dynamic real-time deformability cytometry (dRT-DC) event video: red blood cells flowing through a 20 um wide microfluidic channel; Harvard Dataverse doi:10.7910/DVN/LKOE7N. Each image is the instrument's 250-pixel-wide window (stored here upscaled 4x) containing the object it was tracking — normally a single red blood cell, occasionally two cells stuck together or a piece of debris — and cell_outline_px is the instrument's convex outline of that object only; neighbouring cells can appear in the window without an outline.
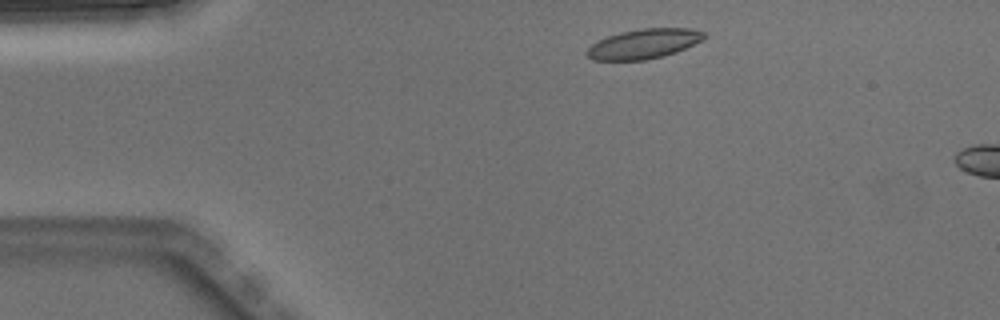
{"species": "Egyptian fruit bat (a non-hibernating species)", "species_latin": "Rousettus aegyptiacus", "temperature_condition": "warm", "stored_images_in_passage": 2, "camera_frame_rate_fps": 3000, "um_per_image_px": 0.085, "animal": {"sex": "male"}, "frame": {"image": 1, "passage_image": 1, "time_ms": 0.0, "image_size_px": [1000, 320], "cell_outline_px": [[704, 40], [676, 52], [664, 56], [644, 60], [592, 60], [584, 52], [592, 44], [608, 36], [620, 32], [640, 28], [688, 28], [704, 32]], "centroid_in_image_um": [54.72, 3.72], "position_along_channel_um": 30.3, "area_um2": 20.29}}